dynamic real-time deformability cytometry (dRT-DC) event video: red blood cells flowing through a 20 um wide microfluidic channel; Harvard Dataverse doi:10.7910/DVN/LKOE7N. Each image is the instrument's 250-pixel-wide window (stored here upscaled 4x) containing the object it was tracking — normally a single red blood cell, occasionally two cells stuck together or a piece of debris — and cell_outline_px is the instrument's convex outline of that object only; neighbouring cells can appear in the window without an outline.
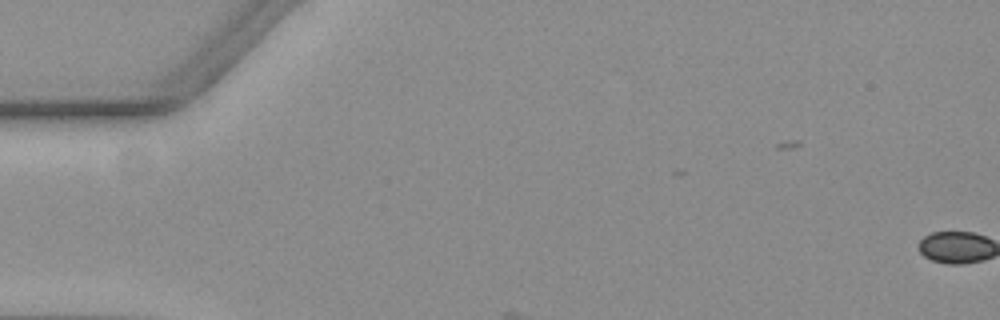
{"species": "common noctule bat (a hibernating species)", "species_latin": "Nyctalus noctula", "temperature_condition": "warm", "stored_images_in_passage": 4, "camera_frame_rate_fps": 3000, "um_per_image_px": 0.085, "animal": {"sex": "female", "body_mass_g": 19.3, "forearm_length_mm": 54.1}, "frame": {"image": 1, "passage_image": 1, "time_ms": 0.0, "image_size_px": [1000, 320], "cell_outline_px": [[124, 260], [56, 264], [44, 260], [40, 244], [40, 240], [124, 248]], "centroid_in_image_um": [6.71, 21.49], "position_along_channel_um": 78.3, "area_um2": 10.64}}
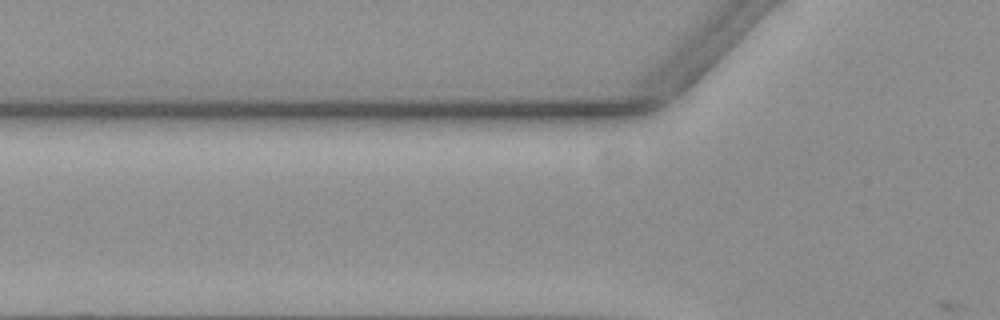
{"frame": {"image": 2, "passage_image": 2, "time_ms": 0.333, "image_size_px": [1000, 320], "cell_outline_px": [[256, 252], [220, 256], [164, 256], [160, 236], [248, 236]], "centroid_in_image_um": [17.5, 20.89], "position_along_channel_um": 108.3, "area_um2": 12.6}}